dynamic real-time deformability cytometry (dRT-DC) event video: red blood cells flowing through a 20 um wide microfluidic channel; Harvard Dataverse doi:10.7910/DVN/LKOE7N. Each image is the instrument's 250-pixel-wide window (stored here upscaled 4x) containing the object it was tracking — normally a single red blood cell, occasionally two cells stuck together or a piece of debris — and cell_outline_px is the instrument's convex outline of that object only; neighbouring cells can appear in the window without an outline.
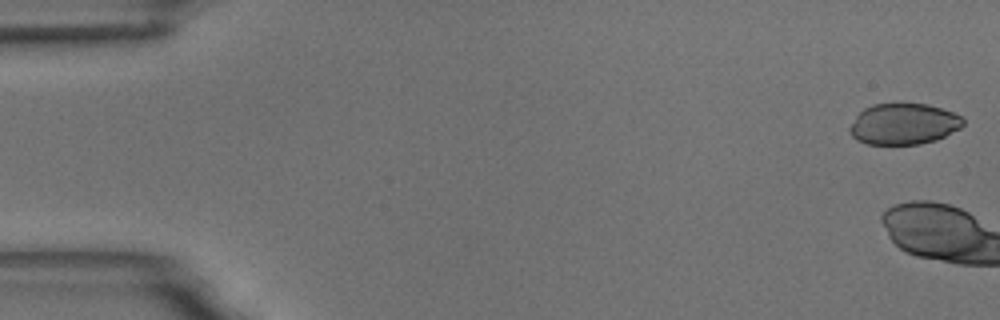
{"species": "common noctule bat (a hibernating species)", "species_latin": "Nyctalus noctula", "temperature_condition": "room temperature", "stored_images_in_passage": 5, "camera_frame_rate_fps": 3000, "um_per_image_px": 0.085, "animal": {"sex": "male", "body_mass_g": 18.8}, "frame": {"image": 1, "passage_image": 1, "time_ms": 0.0, "image_size_px": [1000, 320], "cell_outline_px": [[964, 124], [960, 128], [936, 140], [920, 144], [868, 144], [856, 140], [848, 132], [848, 128], [856, 116], [864, 108], [872, 104], [928, 104], [964, 116]], "centroid_in_image_um": [76.8, 10.54], "position_along_channel_um": 8.2, "area_um2": 27.22}}